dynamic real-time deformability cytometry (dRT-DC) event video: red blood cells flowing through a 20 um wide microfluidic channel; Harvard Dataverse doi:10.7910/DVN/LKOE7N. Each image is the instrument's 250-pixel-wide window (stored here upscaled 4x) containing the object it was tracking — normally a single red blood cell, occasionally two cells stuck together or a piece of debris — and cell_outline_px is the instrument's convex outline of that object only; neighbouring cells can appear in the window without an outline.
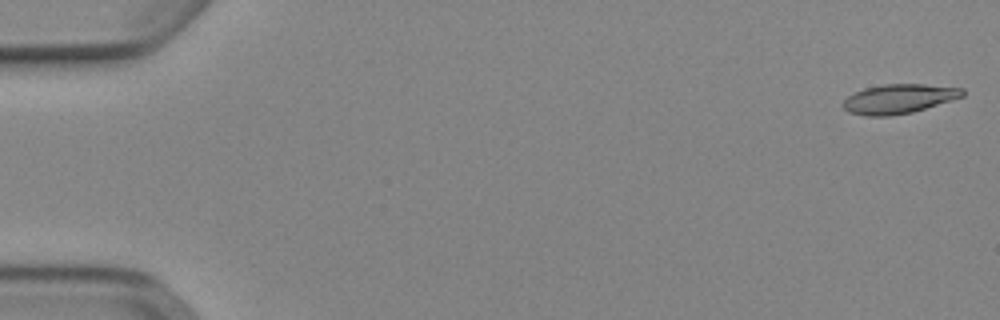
{"species": "Egyptian fruit bat (a non-hibernating species)", "species_latin": "Rousettus aegyptiacus", "temperature_condition": "cold", "stored_images_in_passage": 48, "camera_frame_rate_fps": 3000, "um_per_image_px": 0.085, "animal": {"sex": "female"}, "frame": {"image": 1, "passage_image": 1, "time_ms": 0.0, "image_size_px": [1000, 320], "cell_outline_px": [[964, 96], [912, 112], [888, 116], [868, 116], [848, 112], [840, 104], [848, 96], [864, 88], [884, 84], [924, 84], [964, 88]], "centroid_in_image_um": [76.38, 8.4], "position_along_channel_um": 8.6, "area_um2": 20.35}}
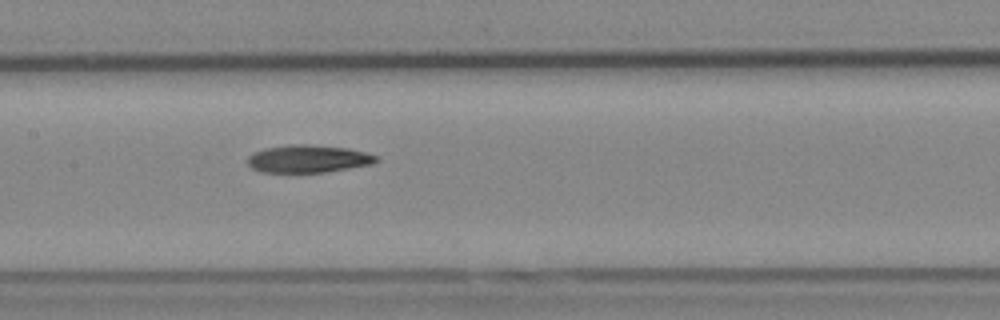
{"frame": {"image": 2, "passage_image": 26, "time_ms": 8.333, "image_size_px": [1000, 320], "cell_outline_px": [[380, 160], [372, 164], [324, 172], [260, 172], [252, 168], [248, 164], [248, 156], [252, 152], [264, 148], [288, 144], [312, 144], [348, 148], [380, 156]], "centroid_in_image_um": [26.19, 13.48], "position_along_channel_um": 181.2, "area_um2": 20.92}}
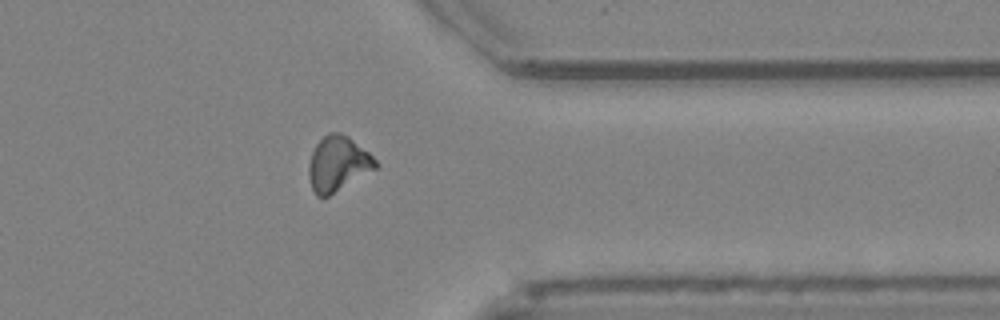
{"frame": {"image": 3, "passage_image": 42, "time_ms": 13.667, "image_size_px": [1000, 320], "cell_outline_px": [[380, 164], [376, 168], [328, 196], [316, 196], [312, 188], [308, 176], [308, 164], [312, 152], [316, 144], [328, 132], [340, 132], [348, 136], [368, 152]], "centroid_in_image_um": [28.7, 13.9], "position_along_channel_um": 382.7, "area_um2": 21.21}}